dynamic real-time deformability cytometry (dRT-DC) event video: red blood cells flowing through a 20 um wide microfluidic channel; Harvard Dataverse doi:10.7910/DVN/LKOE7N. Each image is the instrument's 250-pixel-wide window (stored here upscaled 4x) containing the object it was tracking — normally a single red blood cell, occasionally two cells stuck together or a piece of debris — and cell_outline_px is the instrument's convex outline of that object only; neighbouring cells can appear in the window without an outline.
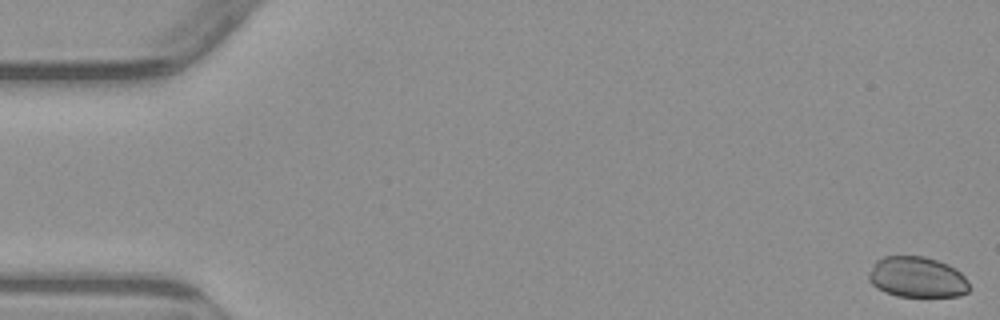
{"species": "common noctule bat (a hibernating species)", "species_latin": "Nyctalus noctula", "temperature_condition": "warm", "stored_images_in_passage": 4, "camera_frame_rate_fps": 3000, "um_per_image_px": 0.085, "animal": {"sex": "male", "body_mass_g": 23.1, "forearm_length_mm": 52.7}, "frame": {"image": 1, "passage_image": 1, "time_ms": 0.0, "image_size_px": [1000, 320], "cell_outline_px": [[972, 288], [968, 292], [960, 296], [896, 296], [884, 292], [876, 288], [868, 280], [868, 272], [876, 260], [884, 256], [924, 256], [948, 264], [956, 268], [964, 276]], "centroid_in_image_um": [77.95, 23.56], "position_along_channel_um": 7.0, "area_um2": 24.16}}